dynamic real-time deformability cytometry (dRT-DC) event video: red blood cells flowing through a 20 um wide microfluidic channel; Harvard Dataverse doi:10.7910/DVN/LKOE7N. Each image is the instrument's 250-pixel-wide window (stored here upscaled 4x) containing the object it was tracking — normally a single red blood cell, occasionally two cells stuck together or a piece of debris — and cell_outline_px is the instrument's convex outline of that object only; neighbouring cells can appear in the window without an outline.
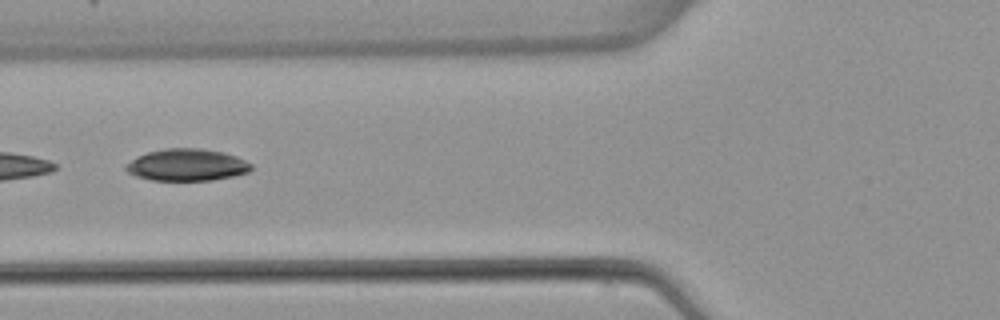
{"species": "common noctule bat (a hibernating species)", "species_latin": "Nyctalus noctula", "temperature_condition": "warm", "stored_images_in_passage": 8, "camera_frame_rate_fps": 3000, "um_per_image_px": 0.085, "animal": {"sex": "female", "body_mass_g": 22.7, "forearm_length_mm": 54.2}, "frame": {"image": 1, "passage_image": 6, "time_ms": 6.0, "image_size_px": [1000, 320], "cell_outline_px": [[252, 168], [248, 172], [232, 176], [212, 180], [152, 180], [136, 176], [128, 172], [124, 168], [124, 164], [136, 156], [148, 152], [164, 148], [200, 148], [224, 152], [236, 156], [252, 164]], "centroid_in_image_um": [15.85, 14.01], "position_along_channel_um": 109.9, "area_um2": 23.41}}
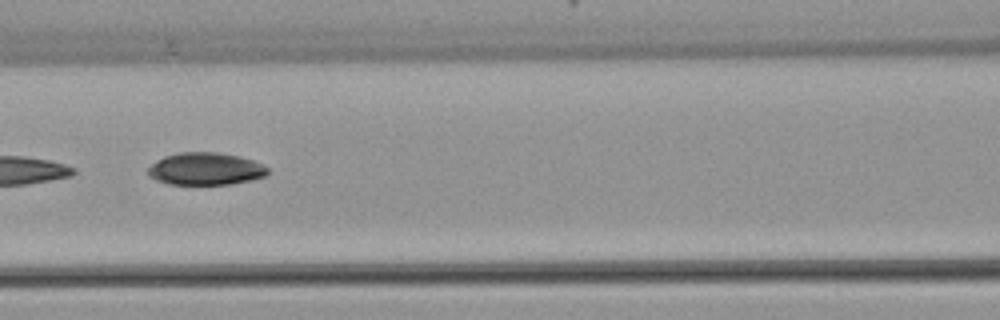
{"frame": {"image": 2, "passage_image": 7, "time_ms": 7.0, "image_size_px": [1000, 320], "cell_outline_px": [[268, 176], [252, 180], [232, 184], [168, 184], [156, 180], [148, 176], [148, 168], [156, 160], [164, 156], [176, 152], [216, 152], [240, 156], [252, 160], [268, 168]], "centroid_in_image_um": [17.46, 14.35], "position_along_channel_um": 149.1, "area_um2": 22.77}}
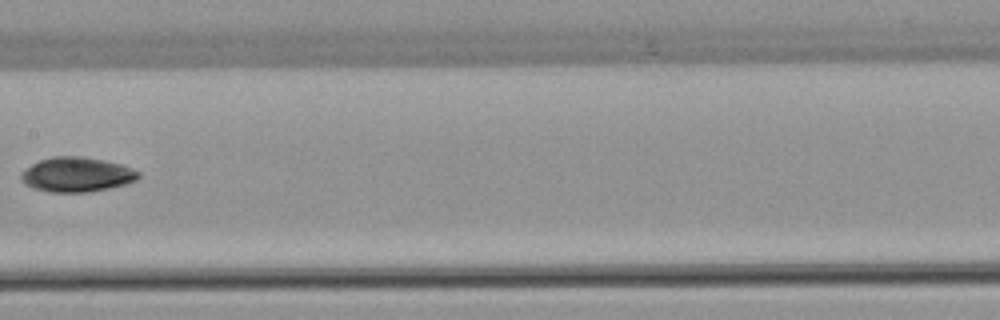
{"frame": {"image": 3, "passage_image": 8, "time_ms": 8.333, "image_size_px": [1000, 320], "cell_outline_px": [[140, 176], [136, 180], [128, 184], [88, 192], [48, 192], [32, 188], [24, 184], [20, 180], [20, 172], [24, 168], [40, 160], [52, 156], [84, 156], [104, 160], [120, 164], [132, 168], [140, 172]], "centroid_in_image_um": [6.49, 14.84], "position_along_channel_um": 200.9, "area_um2": 24.04}}